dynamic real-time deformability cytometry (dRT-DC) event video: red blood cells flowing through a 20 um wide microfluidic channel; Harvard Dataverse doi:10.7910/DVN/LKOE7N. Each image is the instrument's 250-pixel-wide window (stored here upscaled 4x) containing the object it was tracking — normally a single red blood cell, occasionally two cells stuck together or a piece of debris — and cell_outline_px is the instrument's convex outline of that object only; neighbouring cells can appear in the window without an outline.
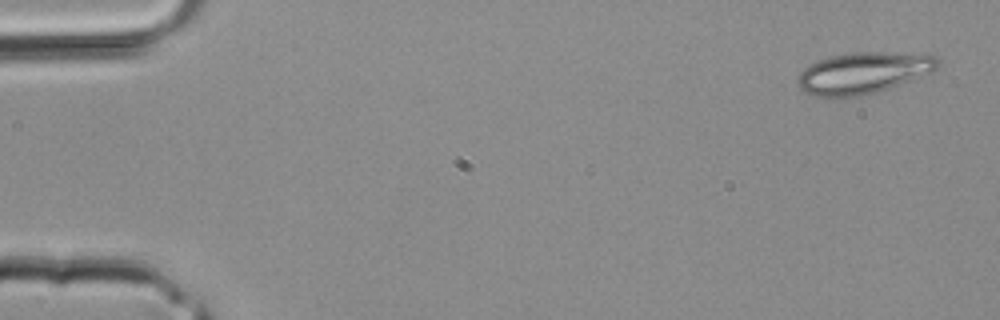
{"species": "common noctule bat (a hibernating species)", "species_latin": "Nyctalus noctula", "temperature_condition": "room temperature", "stored_images_in_passage": 3, "camera_frame_rate_fps": 3000, "um_per_image_px": 0.085, "animal": {"sex": "male", "body_mass_g": 20.4}, "frame": {"image": 1, "passage_image": 1, "time_ms": 0.0, "image_size_px": [1000, 320], "cell_outline_px": [[940, 64], [932, 72], [888, 88], [876, 92], [860, 96], [832, 100], [824, 100], [804, 92], [796, 84], [796, 80], [800, 72], [808, 64], [832, 56], [852, 52], [884, 52], [936, 56], [940, 60]], "centroid_in_image_um": [73.28, 6.24], "position_along_channel_um": 11.7, "area_um2": 34.28}}